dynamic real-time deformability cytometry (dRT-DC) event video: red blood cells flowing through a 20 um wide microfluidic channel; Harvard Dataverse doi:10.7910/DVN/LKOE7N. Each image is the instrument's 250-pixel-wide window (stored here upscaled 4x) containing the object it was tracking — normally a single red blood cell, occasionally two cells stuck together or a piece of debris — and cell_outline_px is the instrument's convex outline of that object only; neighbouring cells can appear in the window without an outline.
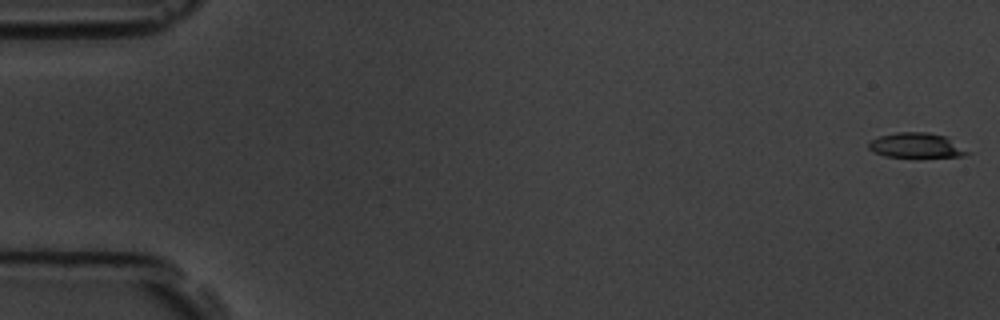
{"species": "common noctule bat (a hibernating species)", "species_latin": "Nyctalus noctula", "temperature_condition": "room temperature", "stored_images_in_passage": 3, "camera_frame_rate_fps": 3000, "um_per_image_px": 0.085, "animal": {"sex": "male", "body_mass_g": 19.5, "forearm_length_mm": 54.6}, "frame": {"image": 1, "passage_image": 1, "time_ms": 0.0, "image_size_px": [1000, 320], "cell_outline_px": [[972, 152], [964, 156], [884, 156], [872, 152], [868, 148], [868, 144], [872, 140], [880, 136], [896, 132], [928, 132], [948, 136]], "centroid_in_image_um": [77.92, 12.34], "position_along_channel_um": 7.1, "area_um2": 14.33}}